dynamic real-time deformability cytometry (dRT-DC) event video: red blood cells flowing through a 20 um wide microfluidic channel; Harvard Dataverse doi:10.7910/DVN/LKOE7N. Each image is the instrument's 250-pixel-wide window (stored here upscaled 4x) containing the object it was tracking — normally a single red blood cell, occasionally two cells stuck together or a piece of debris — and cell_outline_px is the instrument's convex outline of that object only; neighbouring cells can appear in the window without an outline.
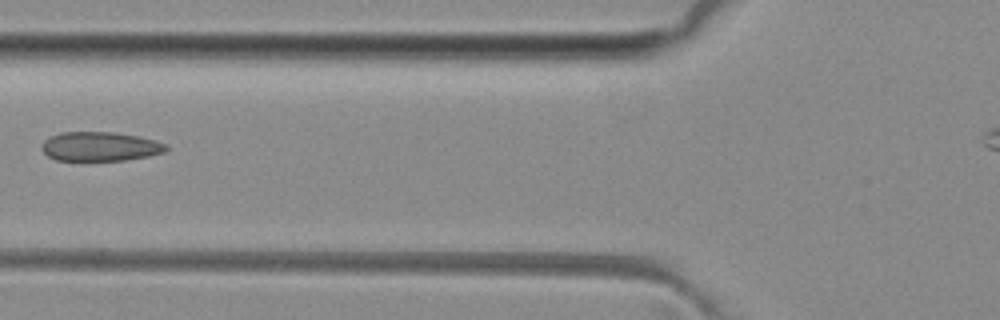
{"species": "common noctule bat (a hibernating species)", "species_latin": "Nyctalus noctula", "temperature_condition": "room temperature", "stored_images_in_passage": 4, "camera_frame_rate_fps": 3000, "um_per_image_px": 0.085, "animal": {"sex": "female", "body_mass_g": 29.2, "forearm_length_mm": 56.3}, "frame": {"image": 1, "passage_image": 3, "time_ms": 2.333, "image_size_px": [1000, 320], "cell_outline_px": [[168, 148], [164, 152], [148, 156], [124, 160], [56, 160], [48, 156], [40, 148], [40, 144], [44, 140], [60, 132], [112, 132], [140, 136], [156, 140], [168, 144]], "centroid_in_image_um": [8.51, 12.44], "position_along_channel_um": 117.3, "area_um2": 21.27}}
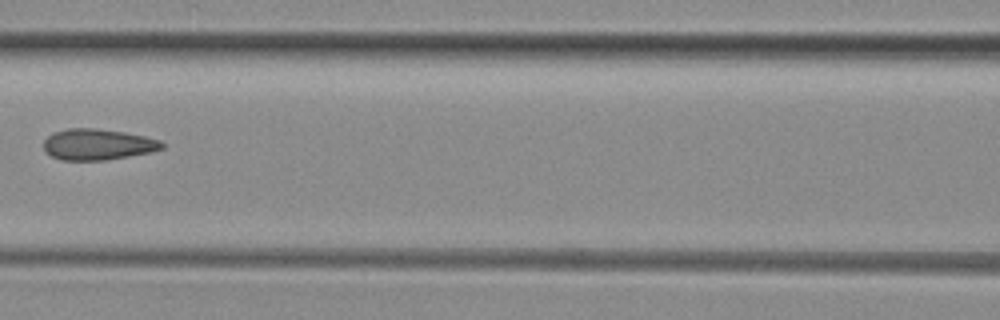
{"frame": {"image": 2, "passage_image": 4, "time_ms": 3.333, "image_size_px": [1000, 320], "cell_outline_px": [[164, 148], [152, 152], [104, 160], [60, 160], [44, 152], [44, 140], [48, 136], [56, 132], [68, 128], [92, 128], [124, 132], [144, 136], [160, 140], [164, 144]], "centroid_in_image_um": [8.3, 12.28], "position_along_channel_um": 158.3, "area_um2": 21.33}}